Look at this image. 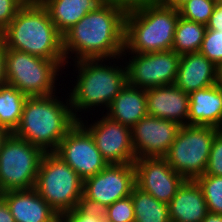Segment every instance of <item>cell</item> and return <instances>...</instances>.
<instances>
[{
	"instance_id": "44dd1931",
	"label": "cell",
	"mask_w": 222,
	"mask_h": 222,
	"mask_svg": "<svg viewBox=\"0 0 222 222\" xmlns=\"http://www.w3.org/2000/svg\"><path fill=\"white\" fill-rule=\"evenodd\" d=\"M105 115L132 128L147 115L146 89L126 84L112 100Z\"/></svg>"
},
{
	"instance_id": "8992f818",
	"label": "cell",
	"mask_w": 222,
	"mask_h": 222,
	"mask_svg": "<svg viewBox=\"0 0 222 222\" xmlns=\"http://www.w3.org/2000/svg\"><path fill=\"white\" fill-rule=\"evenodd\" d=\"M5 67L6 83L15 86L27 97L56 93L57 86H62V84H57L61 77L70 75V73L66 74L67 71H64L55 60H48L14 49H7ZM62 73L66 76H63Z\"/></svg>"
},
{
	"instance_id": "4dcf8cb0",
	"label": "cell",
	"mask_w": 222,
	"mask_h": 222,
	"mask_svg": "<svg viewBox=\"0 0 222 222\" xmlns=\"http://www.w3.org/2000/svg\"><path fill=\"white\" fill-rule=\"evenodd\" d=\"M28 0H0V33L11 23Z\"/></svg>"
},
{
	"instance_id": "f35d334b",
	"label": "cell",
	"mask_w": 222,
	"mask_h": 222,
	"mask_svg": "<svg viewBox=\"0 0 222 222\" xmlns=\"http://www.w3.org/2000/svg\"><path fill=\"white\" fill-rule=\"evenodd\" d=\"M202 222H222V215L208 212Z\"/></svg>"
},
{
	"instance_id": "7402d4cb",
	"label": "cell",
	"mask_w": 222,
	"mask_h": 222,
	"mask_svg": "<svg viewBox=\"0 0 222 222\" xmlns=\"http://www.w3.org/2000/svg\"><path fill=\"white\" fill-rule=\"evenodd\" d=\"M63 35L104 0H38Z\"/></svg>"
},
{
	"instance_id": "e575fe53",
	"label": "cell",
	"mask_w": 222,
	"mask_h": 222,
	"mask_svg": "<svg viewBox=\"0 0 222 222\" xmlns=\"http://www.w3.org/2000/svg\"><path fill=\"white\" fill-rule=\"evenodd\" d=\"M124 7L126 10L145 4H160L162 0H105Z\"/></svg>"
},
{
	"instance_id": "1f68e13d",
	"label": "cell",
	"mask_w": 222,
	"mask_h": 222,
	"mask_svg": "<svg viewBox=\"0 0 222 222\" xmlns=\"http://www.w3.org/2000/svg\"><path fill=\"white\" fill-rule=\"evenodd\" d=\"M76 208L82 214H89L94 218L102 220L107 218L108 207L98 201L88 199L84 194L78 200Z\"/></svg>"
},
{
	"instance_id": "f546056e",
	"label": "cell",
	"mask_w": 222,
	"mask_h": 222,
	"mask_svg": "<svg viewBox=\"0 0 222 222\" xmlns=\"http://www.w3.org/2000/svg\"><path fill=\"white\" fill-rule=\"evenodd\" d=\"M203 175L222 176V132H218L212 141L209 161Z\"/></svg>"
},
{
	"instance_id": "30bf717a",
	"label": "cell",
	"mask_w": 222,
	"mask_h": 222,
	"mask_svg": "<svg viewBox=\"0 0 222 222\" xmlns=\"http://www.w3.org/2000/svg\"><path fill=\"white\" fill-rule=\"evenodd\" d=\"M121 57L125 60L127 84L148 89L175 83L181 55L167 50L154 53H122Z\"/></svg>"
},
{
	"instance_id": "4316f807",
	"label": "cell",
	"mask_w": 222,
	"mask_h": 222,
	"mask_svg": "<svg viewBox=\"0 0 222 222\" xmlns=\"http://www.w3.org/2000/svg\"><path fill=\"white\" fill-rule=\"evenodd\" d=\"M218 0H190L180 9V17L206 25Z\"/></svg>"
},
{
	"instance_id": "b9f144b4",
	"label": "cell",
	"mask_w": 222,
	"mask_h": 222,
	"mask_svg": "<svg viewBox=\"0 0 222 222\" xmlns=\"http://www.w3.org/2000/svg\"><path fill=\"white\" fill-rule=\"evenodd\" d=\"M219 132H222V117H221V123L220 126L218 127Z\"/></svg>"
},
{
	"instance_id": "8fae6325",
	"label": "cell",
	"mask_w": 222,
	"mask_h": 222,
	"mask_svg": "<svg viewBox=\"0 0 222 222\" xmlns=\"http://www.w3.org/2000/svg\"><path fill=\"white\" fill-rule=\"evenodd\" d=\"M97 116L95 117L96 120L90 117V122L87 114L86 118L79 122L90 132L103 158L108 164L134 163L136 156L132 143L131 128L110 119L105 114Z\"/></svg>"
},
{
	"instance_id": "d590c367",
	"label": "cell",
	"mask_w": 222,
	"mask_h": 222,
	"mask_svg": "<svg viewBox=\"0 0 222 222\" xmlns=\"http://www.w3.org/2000/svg\"><path fill=\"white\" fill-rule=\"evenodd\" d=\"M6 52L7 48L4 41L0 37V86L4 85L7 81L6 78Z\"/></svg>"
},
{
	"instance_id": "e0dca14e",
	"label": "cell",
	"mask_w": 222,
	"mask_h": 222,
	"mask_svg": "<svg viewBox=\"0 0 222 222\" xmlns=\"http://www.w3.org/2000/svg\"><path fill=\"white\" fill-rule=\"evenodd\" d=\"M15 222H59V214L32 188L0 194Z\"/></svg>"
},
{
	"instance_id": "3957f363",
	"label": "cell",
	"mask_w": 222,
	"mask_h": 222,
	"mask_svg": "<svg viewBox=\"0 0 222 222\" xmlns=\"http://www.w3.org/2000/svg\"><path fill=\"white\" fill-rule=\"evenodd\" d=\"M60 92L59 87V92L51 95L27 97L20 123L13 134L44 152H55L61 140L78 122L68 93L59 97Z\"/></svg>"
},
{
	"instance_id": "7c38bea8",
	"label": "cell",
	"mask_w": 222,
	"mask_h": 222,
	"mask_svg": "<svg viewBox=\"0 0 222 222\" xmlns=\"http://www.w3.org/2000/svg\"><path fill=\"white\" fill-rule=\"evenodd\" d=\"M55 153L83 180L96 175L108 165L92 135L79 121L61 140Z\"/></svg>"
},
{
	"instance_id": "83f0119b",
	"label": "cell",
	"mask_w": 222,
	"mask_h": 222,
	"mask_svg": "<svg viewBox=\"0 0 222 222\" xmlns=\"http://www.w3.org/2000/svg\"><path fill=\"white\" fill-rule=\"evenodd\" d=\"M199 52L217 67L222 64V31L207 29Z\"/></svg>"
},
{
	"instance_id": "f1b7e54d",
	"label": "cell",
	"mask_w": 222,
	"mask_h": 222,
	"mask_svg": "<svg viewBox=\"0 0 222 222\" xmlns=\"http://www.w3.org/2000/svg\"><path fill=\"white\" fill-rule=\"evenodd\" d=\"M106 219L110 222H134V204L131 196L117 200L110 205Z\"/></svg>"
},
{
	"instance_id": "cb8c5ba5",
	"label": "cell",
	"mask_w": 222,
	"mask_h": 222,
	"mask_svg": "<svg viewBox=\"0 0 222 222\" xmlns=\"http://www.w3.org/2000/svg\"><path fill=\"white\" fill-rule=\"evenodd\" d=\"M27 99L15 86L5 83L0 86V126L11 133L18 127Z\"/></svg>"
},
{
	"instance_id": "8d00e7d4",
	"label": "cell",
	"mask_w": 222,
	"mask_h": 222,
	"mask_svg": "<svg viewBox=\"0 0 222 222\" xmlns=\"http://www.w3.org/2000/svg\"><path fill=\"white\" fill-rule=\"evenodd\" d=\"M0 222H15L9 206L5 202L4 198L0 195Z\"/></svg>"
},
{
	"instance_id": "52a82bcc",
	"label": "cell",
	"mask_w": 222,
	"mask_h": 222,
	"mask_svg": "<svg viewBox=\"0 0 222 222\" xmlns=\"http://www.w3.org/2000/svg\"><path fill=\"white\" fill-rule=\"evenodd\" d=\"M83 186L84 180L61 157L45 152L34 189L59 215L76 207Z\"/></svg>"
},
{
	"instance_id": "ab89813d",
	"label": "cell",
	"mask_w": 222,
	"mask_h": 222,
	"mask_svg": "<svg viewBox=\"0 0 222 222\" xmlns=\"http://www.w3.org/2000/svg\"><path fill=\"white\" fill-rule=\"evenodd\" d=\"M10 134H11V132L8 129L0 126V150Z\"/></svg>"
},
{
	"instance_id": "5b68a950",
	"label": "cell",
	"mask_w": 222,
	"mask_h": 222,
	"mask_svg": "<svg viewBox=\"0 0 222 222\" xmlns=\"http://www.w3.org/2000/svg\"><path fill=\"white\" fill-rule=\"evenodd\" d=\"M179 10L164 4H145L125 14L123 53L172 50Z\"/></svg>"
},
{
	"instance_id": "6da1fadb",
	"label": "cell",
	"mask_w": 222,
	"mask_h": 222,
	"mask_svg": "<svg viewBox=\"0 0 222 222\" xmlns=\"http://www.w3.org/2000/svg\"><path fill=\"white\" fill-rule=\"evenodd\" d=\"M126 9L103 1L63 34L67 64L84 59L121 57L124 51Z\"/></svg>"
},
{
	"instance_id": "d4e9b609",
	"label": "cell",
	"mask_w": 222,
	"mask_h": 222,
	"mask_svg": "<svg viewBox=\"0 0 222 222\" xmlns=\"http://www.w3.org/2000/svg\"><path fill=\"white\" fill-rule=\"evenodd\" d=\"M206 30V25L179 16L172 50L179 55L199 52Z\"/></svg>"
},
{
	"instance_id": "7a4b0ae2",
	"label": "cell",
	"mask_w": 222,
	"mask_h": 222,
	"mask_svg": "<svg viewBox=\"0 0 222 222\" xmlns=\"http://www.w3.org/2000/svg\"><path fill=\"white\" fill-rule=\"evenodd\" d=\"M123 62L122 57L69 62L70 66H75V69H72L74 73L71 74L76 79L70 80V83H74L71 84L73 87H69L65 92L68 93L72 112L77 121L84 118V113L90 112L91 116L94 111L95 117V110L97 113L102 110L100 114L107 111L112 100L127 84L126 66Z\"/></svg>"
},
{
	"instance_id": "ba28073f",
	"label": "cell",
	"mask_w": 222,
	"mask_h": 222,
	"mask_svg": "<svg viewBox=\"0 0 222 222\" xmlns=\"http://www.w3.org/2000/svg\"><path fill=\"white\" fill-rule=\"evenodd\" d=\"M218 132L213 126H181L164 158L186 180H195L206 171L212 141Z\"/></svg>"
},
{
	"instance_id": "9c48e42d",
	"label": "cell",
	"mask_w": 222,
	"mask_h": 222,
	"mask_svg": "<svg viewBox=\"0 0 222 222\" xmlns=\"http://www.w3.org/2000/svg\"><path fill=\"white\" fill-rule=\"evenodd\" d=\"M45 152L11 133L0 150V194L35 186Z\"/></svg>"
},
{
	"instance_id": "ac0fdd59",
	"label": "cell",
	"mask_w": 222,
	"mask_h": 222,
	"mask_svg": "<svg viewBox=\"0 0 222 222\" xmlns=\"http://www.w3.org/2000/svg\"><path fill=\"white\" fill-rule=\"evenodd\" d=\"M218 67L200 52L181 55L174 85L185 93L217 83Z\"/></svg>"
},
{
	"instance_id": "603a6c76",
	"label": "cell",
	"mask_w": 222,
	"mask_h": 222,
	"mask_svg": "<svg viewBox=\"0 0 222 222\" xmlns=\"http://www.w3.org/2000/svg\"><path fill=\"white\" fill-rule=\"evenodd\" d=\"M134 204V222H171L168 204L135 186L131 193Z\"/></svg>"
},
{
	"instance_id": "484cf974",
	"label": "cell",
	"mask_w": 222,
	"mask_h": 222,
	"mask_svg": "<svg viewBox=\"0 0 222 222\" xmlns=\"http://www.w3.org/2000/svg\"><path fill=\"white\" fill-rule=\"evenodd\" d=\"M195 180L201 187L208 212L222 215V176L201 175Z\"/></svg>"
},
{
	"instance_id": "d6a6232c",
	"label": "cell",
	"mask_w": 222,
	"mask_h": 222,
	"mask_svg": "<svg viewBox=\"0 0 222 222\" xmlns=\"http://www.w3.org/2000/svg\"><path fill=\"white\" fill-rule=\"evenodd\" d=\"M89 214H82L76 207L71 211L59 215V222H101Z\"/></svg>"
},
{
	"instance_id": "d6986e66",
	"label": "cell",
	"mask_w": 222,
	"mask_h": 222,
	"mask_svg": "<svg viewBox=\"0 0 222 222\" xmlns=\"http://www.w3.org/2000/svg\"><path fill=\"white\" fill-rule=\"evenodd\" d=\"M171 222H202L208 213L201 187L196 180H185L168 203Z\"/></svg>"
},
{
	"instance_id": "ffe728a7",
	"label": "cell",
	"mask_w": 222,
	"mask_h": 222,
	"mask_svg": "<svg viewBox=\"0 0 222 222\" xmlns=\"http://www.w3.org/2000/svg\"><path fill=\"white\" fill-rule=\"evenodd\" d=\"M222 117V87L217 83L189 94L187 125L218 128Z\"/></svg>"
},
{
	"instance_id": "836d02e7",
	"label": "cell",
	"mask_w": 222,
	"mask_h": 222,
	"mask_svg": "<svg viewBox=\"0 0 222 222\" xmlns=\"http://www.w3.org/2000/svg\"><path fill=\"white\" fill-rule=\"evenodd\" d=\"M207 29L222 31V0H218L206 24Z\"/></svg>"
},
{
	"instance_id": "74e56055",
	"label": "cell",
	"mask_w": 222,
	"mask_h": 222,
	"mask_svg": "<svg viewBox=\"0 0 222 222\" xmlns=\"http://www.w3.org/2000/svg\"><path fill=\"white\" fill-rule=\"evenodd\" d=\"M188 1L190 0H162V4L175 10H179Z\"/></svg>"
},
{
	"instance_id": "2e32d148",
	"label": "cell",
	"mask_w": 222,
	"mask_h": 222,
	"mask_svg": "<svg viewBox=\"0 0 222 222\" xmlns=\"http://www.w3.org/2000/svg\"><path fill=\"white\" fill-rule=\"evenodd\" d=\"M147 115L187 125L189 94L172 85L146 89Z\"/></svg>"
},
{
	"instance_id": "7bdbcfd3",
	"label": "cell",
	"mask_w": 222,
	"mask_h": 222,
	"mask_svg": "<svg viewBox=\"0 0 222 222\" xmlns=\"http://www.w3.org/2000/svg\"><path fill=\"white\" fill-rule=\"evenodd\" d=\"M101 222H110V221H108L107 219H103Z\"/></svg>"
},
{
	"instance_id": "60d3db41",
	"label": "cell",
	"mask_w": 222,
	"mask_h": 222,
	"mask_svg": "<svg viewBox=\"0 0 222 222\" xmlns=\"http://www.w3.org/2000/svg\"><path fill=\"white\" fill-rule=\"evenodd\" d=\"M217 84L222 87V64H220V65L218 66Z\"/></svg>"
},
{
	"instance_id": "5bb4252c",
	"label": "cell",
	"mask_w": 222,
	"mask_h": 222,
	"mask_svg": "<svg viewBox=\"0 0 222 222\" xmlns=\"http://www.w3.org/2000/svg\"><path fill=\"white\" fill-rule=\"evenodd\" d=\"M134 166L136 186L167 204L186 180L163 157H139L135 159Z\"/></svg>"
},
{
	"instance_id": "4fadbf2b",
	"label": "cell",
	"mask_w": 222,
	"mask_h": 222,
	"mask_svg": "<svg viewBox=\"0 0 222 222\" xmlns=\"http://www.w3.org/2000/svg\"><path fill=\"white\" fill-rule=\"evenodd\" d=\"M136 186L134 163L108 164L101 172L84 180L83 194L109 207L129 197Z\"/></svg>"
},
{
	"instance_id": "277c9868",
	"label": "cell",
	"mask_w": 222,
	"mask_h": 222,
	"mask_svg": "<svg viewBox=\"0 0 222 222\" xmlns=\"http://www.w3.org/2000/svg\"><path fill=\"white\" fill-rule=\"evenodd\" d=\"M7 49L55 60L66 69L63 35L38 0H28L11 23L0 33Z\"/></svg>"
},
{
	"instance_id": "9a60e30c",
	"label": "cell",
	"mask_w": 222,
	"mask_h": 222,
	"mask_svg": "<svg viewBox=\"0 0 222 222\" xmlns=\"http://www.w3.org/2000/svg\"><path fill=\"white\" fill-rule=\"evenodd\" d=\"M180 127L173 121L146 115L131 128L136 159L139 157L164 158Z\"/></svg>"
}]
</instances>
